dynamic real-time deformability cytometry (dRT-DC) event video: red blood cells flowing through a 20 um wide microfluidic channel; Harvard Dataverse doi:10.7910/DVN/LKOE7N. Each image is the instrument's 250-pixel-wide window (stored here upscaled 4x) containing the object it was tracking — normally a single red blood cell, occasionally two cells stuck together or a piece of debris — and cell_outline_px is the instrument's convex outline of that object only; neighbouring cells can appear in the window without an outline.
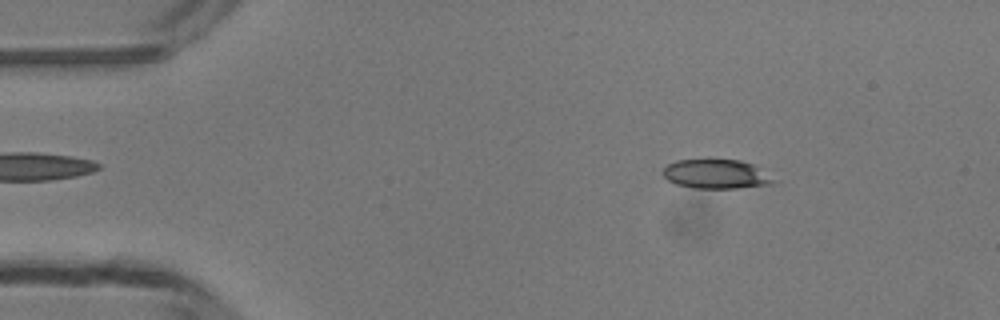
{"species": "common noctule bat (a hibernating species)", "species_latin": "Nyctalus noctula", "temperature_condition": "room temperature", "stored_images_in_passage": 47, "camera_frame_rate_fps": 3000, "um_per_image_px": 0.085, "animal": {"sex": "male", "body_mass_g": 13.3}, "frame": {"image": 1, "passage_image": 6, "time_ms": 1.667, "image_size_px": [1000, 320], "cell_outline_px": [[780, 180], [772, 184], [736, 188], [692, 188], [676, 184], [668, 180], [664, 176], [664, 168], [668, 164], [676, 160], [740, 160], [752, 164]], "centroid_in_image_um": [60.92, 14.8], "position_along_channel_um": 24.1, "area_um2": 18.84}}
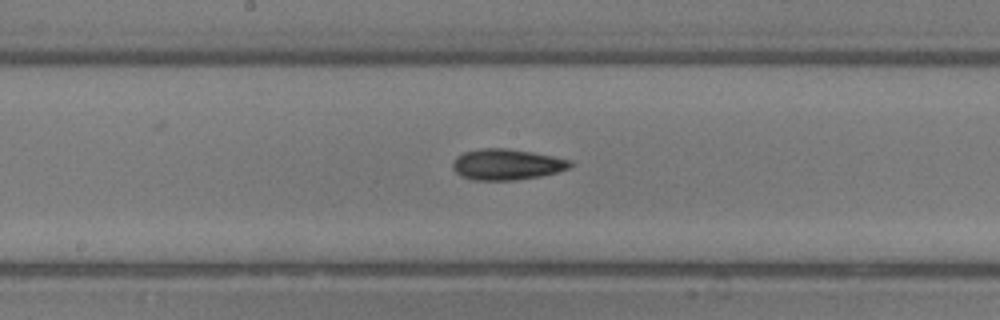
{"frame": {"image": 2, "passage_image": 24, "time_ms": 7.667, "image_size_px": [1000, 320], "cell_outline_px": [[572, 164], [568, 168], [556, 172], [540, 176], [516, 180], [472, 180], [460, 176], [452, 168], [452, 164], [456, 156], [464, 152], [484, 148], [504, 148], [532, 152], [572, 160]], "centroid_in_image_um": [43.04, 13.98], "position_along_channel_um": 205.2, "area_um2": 21.1}}
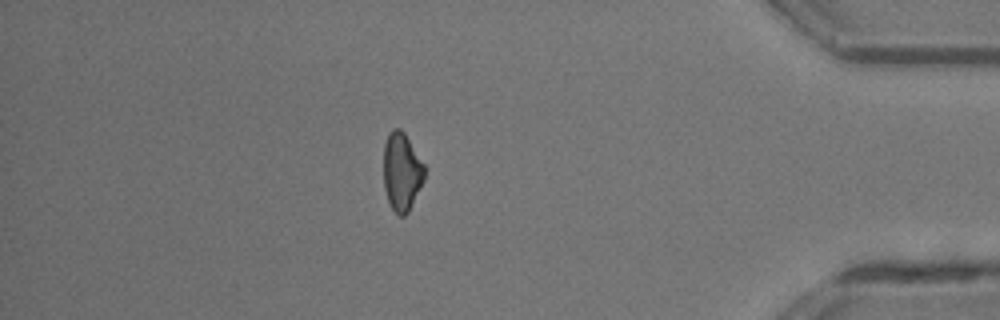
{"frame": {"image": 3, "passage_image": 41, "time_ms": 13.333, "image_size_px": [1000, 320], "cell_outline_px": [[424, 180], [408, 212], [404, 216], [400, 216], [388, 204], [384, 188], [384, 144], [388, 132], [392, 128], [400, 128], [404, 132], [424, 164]], "centroid_in_image_um": [34.13, 14.58], "position_along_channel_um": 401.1, "area_um2": 18.67}, "authors_computed_cell_mechanics": {"area_um2": 19.7098, "velocity_mm_per_s": 4.2131, "shape_relaxation_time_tau1_ms": 7.0067, "shape_relaxation_time_tau2_ms": 7.2851, "deformation_change_tau1": 0.1588, "deformation_change_tau2": 0.1923}}